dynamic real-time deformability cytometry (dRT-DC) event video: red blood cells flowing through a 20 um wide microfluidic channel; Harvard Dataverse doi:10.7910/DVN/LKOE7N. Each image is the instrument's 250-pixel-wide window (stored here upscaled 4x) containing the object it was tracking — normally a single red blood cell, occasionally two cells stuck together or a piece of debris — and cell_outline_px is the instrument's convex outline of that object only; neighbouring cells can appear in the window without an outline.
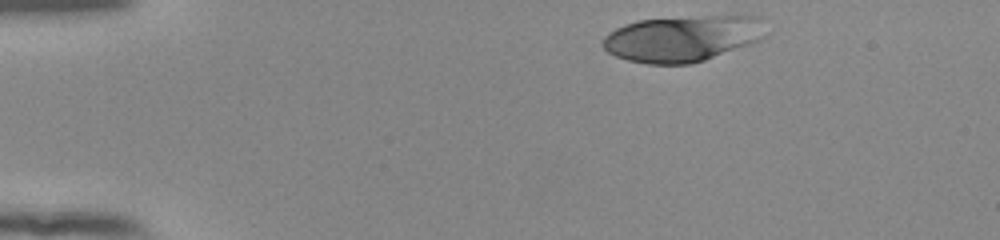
{"species": "human", "species_latin": "Homo sapiens", "temperature_condition": "room temperature", "stored_images_in_passage": 45, "camera_frame_rate_fps": 3000, "um_per_image_px": 0.085, "donor": {"sex": "female"}, "frame": {"image": 1, "passage_image": 1, "time_ms": 0.0, "image_size_px": [1000, 240], "cell_outline_px": [[764, 36], [760, 40], [704, 60], [688, 64], [648, 64], [628, 60], [616, 56], [608, 52], [600, 44], [604, 36], [608, 32], [624, 24], [636, 20], [732, 12], [764, 16]], "centroid_in_image_um": [58.08, 3.2], "position_along_channel_um": 26.9, "area_um2": 45.26}}
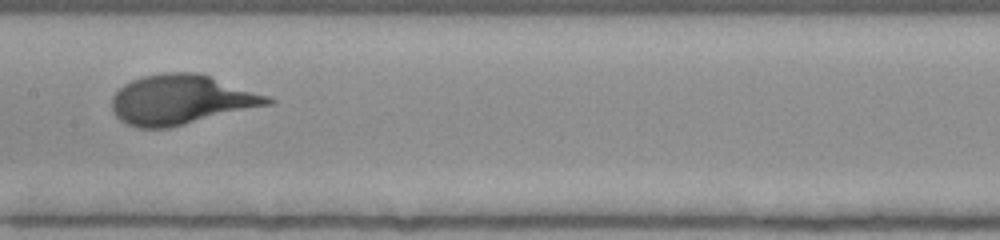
{"frame": {"image": 2, "passage_image": 20, "time_ms": 6.333, "image_size_px": [1000, 240], "cell_outline_px": [[276, 100], [272, 104], [168, 128], [136, 128], [120, 120], [112, 112], [112, 96], [124, 84], [132, 80], [144, 76], [164, 72], [200, 72], [268, 96]], "centroid_in_image_um": [15.39, 8.47], "position_along_channel_um": 192.0, "area_um2": 45.08}}
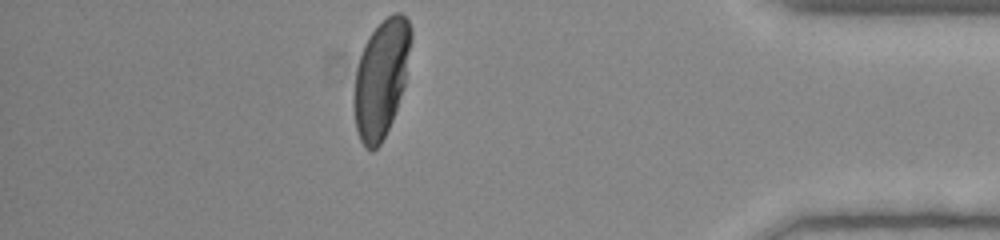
{"frame": {"image": 3, "passage_image": 39, "time_ms": 12.667, "image_size_px": [1000, 240], "cell_outline_px": [[412, 40], [404, 84], [392, 120], [380, 144], [372, 152], [364, 148], [360, 140], [356, 128], [352, 104], [352, 96], [356, 68], [364, 44], [368, 36], [388, 16], [396, 12], [400, 12], [408, 20], [412, 28]], "centroid_in_image_um": [32.37, 6.68], "position_along_channel_um": 402.8, "area_um2": 39.19}, "authors_computed_cell_mechanics": {"area_um2": 43.5234, "velocity_mm_per_s": 3.8676, "shape_relaxation_time_tau1_ms": 3.227, "shape_relaxation_time_tau2_ms": null, "deformation_change_tau1": 0.2079, "deformation_change_tau2": null}}